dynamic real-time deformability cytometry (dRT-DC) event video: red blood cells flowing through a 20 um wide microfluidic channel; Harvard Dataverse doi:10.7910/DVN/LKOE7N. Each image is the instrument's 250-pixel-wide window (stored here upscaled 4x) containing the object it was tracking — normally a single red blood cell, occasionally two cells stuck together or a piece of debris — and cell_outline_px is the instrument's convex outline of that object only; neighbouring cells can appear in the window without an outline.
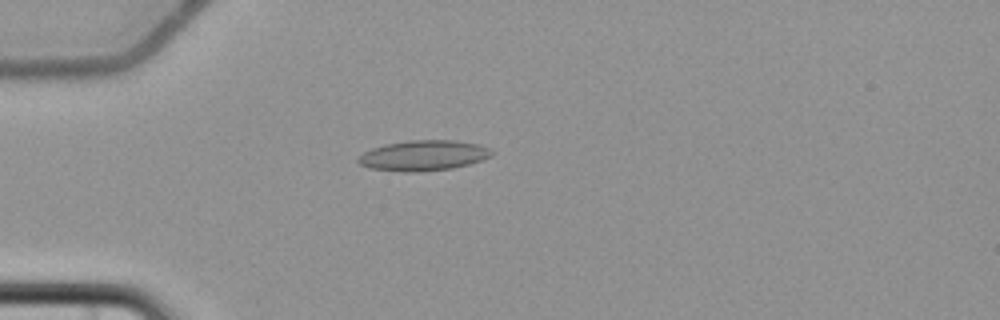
{"species": "common noctule bat (a hibernating species)", "species_latin": "Nyctalus noctula", "temperature_condition": "cold", "stored_images_in_passage": 3, "camera_frame_rate_fps": 3000, "um_per_image_px": 0.085, "animal": {"sex": "female", "body_mass_g": 22.7, "forearm_length_mm": 54.2}, "frame": {"image": 1, "passage_image": 3, "time_ms": 3.333, "image_size_px": [1000, 320], "cell_outline_px": [[496, 152], [492, 156], [468, 164], [452, 168], [420, 172], [404, 172], [372, 168], [360, 164], [356, 160], [364, 152], [372, 148], [384, 144], [408, 140], [456, 140], [480, 144]], "centroid_in_image_um": [36.02, 13.21], "position_along_channel_um": 49.0, "area_um2": 23.7}}